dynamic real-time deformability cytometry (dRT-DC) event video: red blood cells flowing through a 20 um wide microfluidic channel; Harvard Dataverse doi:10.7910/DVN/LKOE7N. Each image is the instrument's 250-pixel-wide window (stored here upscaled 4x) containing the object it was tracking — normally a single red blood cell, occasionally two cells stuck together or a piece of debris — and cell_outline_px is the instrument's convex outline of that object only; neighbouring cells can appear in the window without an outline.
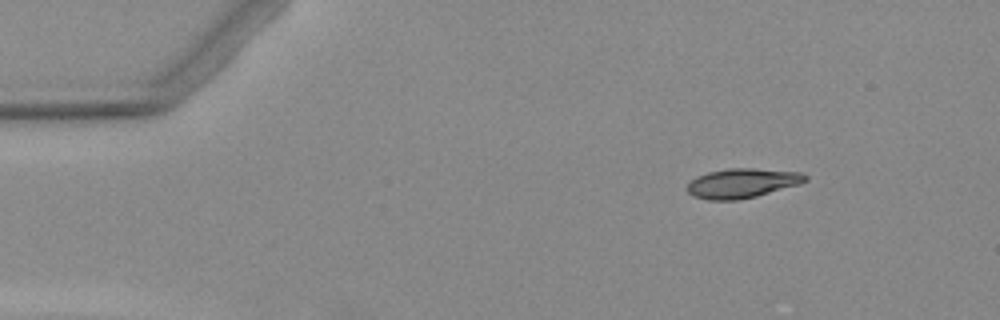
{"species": "Egyptian fruit bat (a non-hibernating species)", "species_latin": "Rousettus aegyptiacus", "temperature_condition": "warm", "stored_images_in_passage": 4, "camera_frame_rate_fps": 3000, "um_per_image_px": 0.085, "animal": {"sex": "female"}, "frame": {"image": 1, "passage_image": 2, "time_ms": 1.333, "image_size_px": [1000, 320], "cell_outline_px": [[808, 180], [800, 184], [756, 196], [736, 200], [708, 200], [692, 196], [688, 192], [688, 184], [696, 176], [708, 172], [728, 168], [752, 168], [800, 172], [808, 176]], "centroid_in_image_um": [63.09, 15.57], "position_along_channel_um": 21.9, "area_um2": 20.29}}